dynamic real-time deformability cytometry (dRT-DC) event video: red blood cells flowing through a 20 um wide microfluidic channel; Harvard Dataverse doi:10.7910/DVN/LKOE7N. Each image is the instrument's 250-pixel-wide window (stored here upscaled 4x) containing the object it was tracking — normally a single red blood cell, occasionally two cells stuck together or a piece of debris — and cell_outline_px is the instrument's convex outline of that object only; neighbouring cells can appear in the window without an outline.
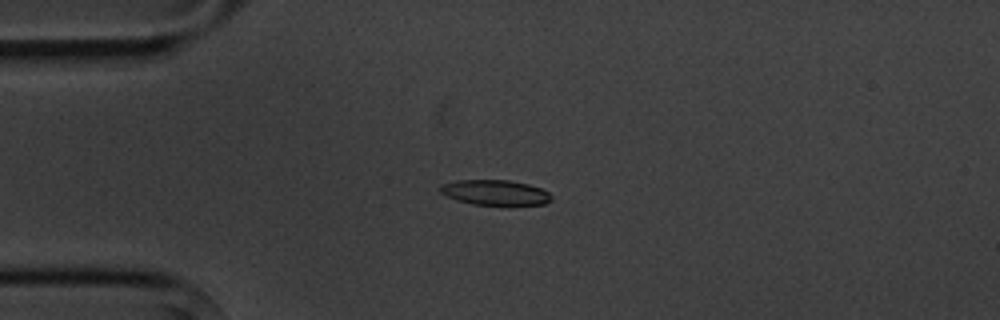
{"species": "common noctule bat (a hibernating species)", "species_latin": "Nyctalus noctula", "temperature_condition": "cold", "stored_images_in_passage": 15, "camera_frame_rate_fps": 3000, "um_per_image_px": 0.085, "animal": {"sex": "male", "body_mass_g": 20.1, "forearm_length_mm": 53.5}, "frame": {"image": 1, "passage_image": 4, "time_ms": 4.333, "image_size_px": [1000, 320], "cell_outline_px": [[552, 200], [544, 204], [472, 204], [456, 200], [440, 192], [440, 184], [456, 180], [508, 180], [528, 184], [540, 188], [548, 192], [552, 196]], "centroid_in_image_um": [42.06, 16.35], "position_along_channel_um": 42.9, "area_um2": 16.13}}
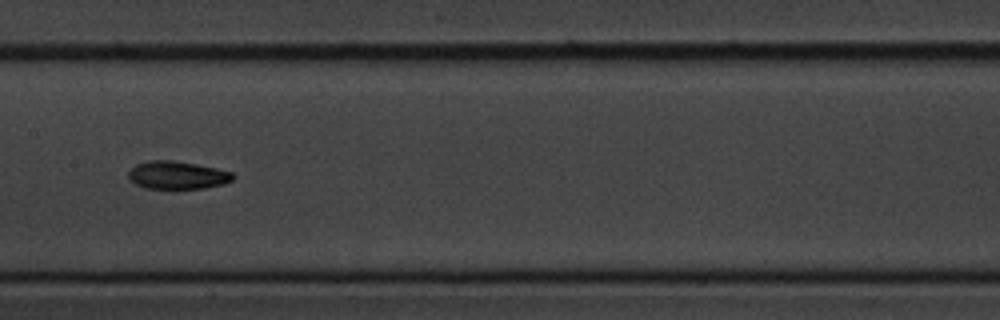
{"frame": {"image": 2, "passage_image": 8, "time_ms": 9.0, "image_size_px": [1000, 320], "cell_outline_px": [[236, 176], [232, 180], [224, 184], [204, 188], [144, 188], [128, 180], [128, 172], [136, 164], [148, 160], [172, 160], [196, 164], [216, 168], [232, 172]], "centroid_in_image_um": [15.06, 14.88], "position_along_channel_um": 192.3, "area_um2": 17.05}}
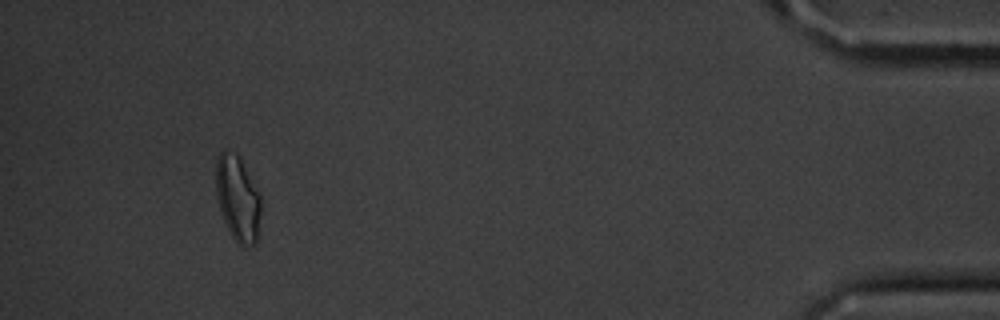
{"frame": {"image": 3, "passage_image": 14, "time_ms": 17.0, "image_size_px": [1000, 320], "cell_outline_px": [[260, 212], [256, 244], [248, 248], [244, 248], [232, 236], [220, 212], [216, 196], [216, 156], [224, 148], [236, 156], [240, 160], [260, 196]], "centroid_in_image_um": [20.18, 16.91], "position_along_channel_um": 415.0, "area_um2": 22.02}, "authors_computed_cell_mechanics": {"area_um2": 16.762, "velocity_mm_per_s": 3.6283, "shape_relaxation_time_tau1_ms": 5.0649, "shape_relaxation_time_tau2_ms": null, "deformation_change_tau1": 0.1603, "deformation_change_tau2": null}}